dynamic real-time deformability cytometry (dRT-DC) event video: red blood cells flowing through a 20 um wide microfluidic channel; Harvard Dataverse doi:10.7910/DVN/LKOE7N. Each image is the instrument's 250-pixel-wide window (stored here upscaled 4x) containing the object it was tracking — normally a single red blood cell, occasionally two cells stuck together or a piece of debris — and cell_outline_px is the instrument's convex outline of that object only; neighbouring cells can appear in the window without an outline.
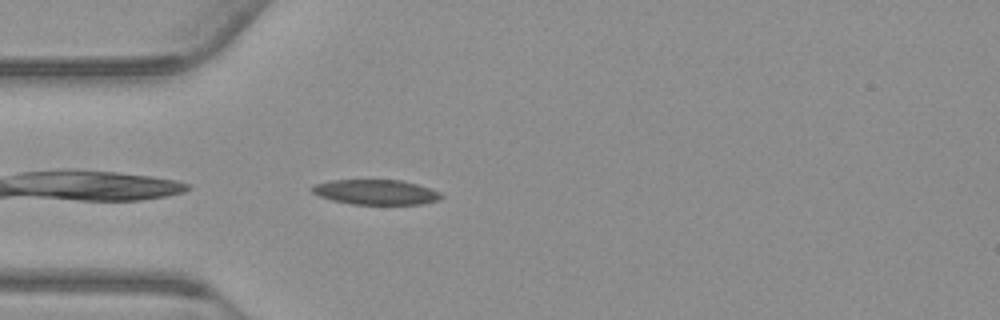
{"species": "common noctule bat (a hibernating species)", "species_latin": "Nyctalus noctula", "temperature_condition": "warm", "stored_images_in_passage": 41, "camera_frame_rate_fps": 3000, "um_per_image_px": 0.085, "animal": {"sex": "male", "body_mass_g": 23.1, "forearm_length_mm": 52.7}, "frame": {"image": 1, "passage_image": 2, "time_ms": 0.333, "image_size_px": [1000, 320], "cell_outline_px": [[444, 196], [440, 200], [420, 204], [352, 204], [332, 200], [320, 196], [312, 192], [312, 188], [316, 184], [332, 180], [400, 180], [432, 188], [440, 192]], "centroid_in_image_um": [32.0, 16.33], "position_along_channel_um": 53.0, "area_um2": 18.73}}
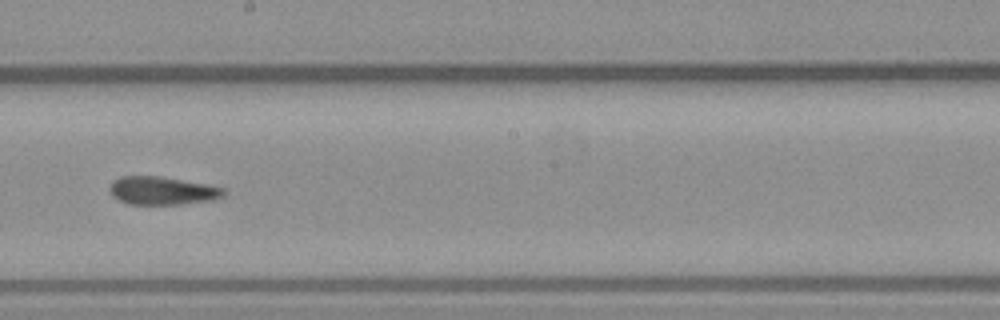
{"frame": {"image": 2, "passage_image": 17, "time_ms": 5.333, "image_size_px": [1000, 320], "cell_outline_px": [[228, 192], [224, 196], [216, 200], [180, 204], [128, 204], [112, 196], [108, 188], [112, 180], [120, 176], [160, 176], [208, 184], [224, 188]], "centroid_in_image_um": [13.82, 16.2], "position_along_channel_um": 234.4, "area_um2": 19.02}}
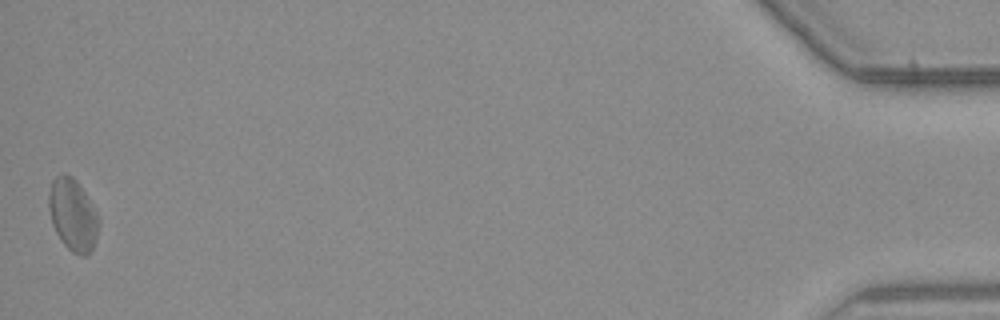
{"frame": {"image": 3, "passage_image": 41, "time_ms": 13.333, "image_size_px": [1000, 320], "cell_outline_px": [[100, 224], [96, 240], [92, 252], [84, 256], [80, 256], [72, 252], [64, 244], [56, 232], [52, 224], [48, 208], [48, 192], [52, 180], [56, 176], [64, 172], [72, 176], [76, 180], [84, 192], [96, 212], [100, 220]], "centroid_in_image_um": [6.19, 18.27], "position_along_channel_um": 429.0, "area_um2": 21.21}, "authors_computed_cell_mechanics": {"area_um2": 19.2474, "velocity_mm_per_s": 3.7409, "shape_relaxation_time_tau1_ms": null, "shape_relaxation_time_tau2_ms": 5.7011, "deformation_change_tau1": null, "deformation_change_tau2": 0.137}}